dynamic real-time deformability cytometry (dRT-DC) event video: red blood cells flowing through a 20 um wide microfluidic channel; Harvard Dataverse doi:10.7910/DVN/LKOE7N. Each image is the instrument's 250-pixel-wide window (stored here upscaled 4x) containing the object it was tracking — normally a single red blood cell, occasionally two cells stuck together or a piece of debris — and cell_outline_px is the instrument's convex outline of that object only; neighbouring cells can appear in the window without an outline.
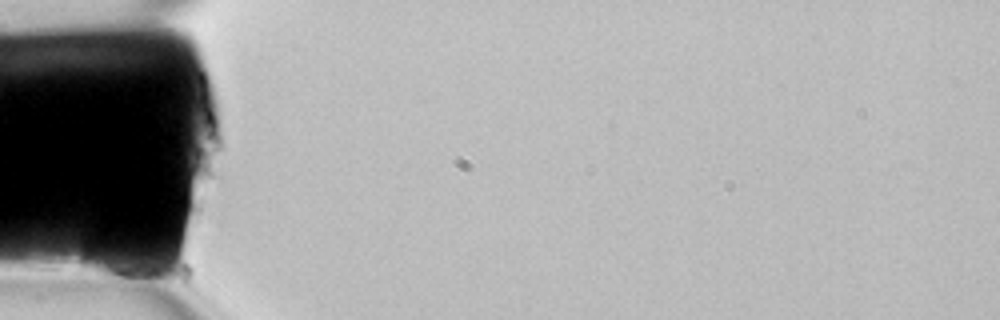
{"species": "common noctule bat (a hibernating species)", "species_latin": "Nyctalus noctula", "temperature_condition": "room temperature", "stored_images_in_passage": 5, "camera_frame_rate_fps": 3000, "um_per_image_px": 0.085, "animal": {"sex": "female", "body_mass_g": 22.7, "forearm_length_mm": 54.2}, "frame": {"image": 1, "passage_image": 1, "time_ms": 0.0, "image_size_px": [1000, 320], "cell_outline_px": [[156, 272], [132, 276], [108, 276], [88, 272], [80, 264], [80, 256], [88, 232], [92, 224], [100, 228], [152, 268]], "centroid_in_image_um": [9.34, 21.8], "position_along_channel_um": 75.7, "area_um2": 15.72}}